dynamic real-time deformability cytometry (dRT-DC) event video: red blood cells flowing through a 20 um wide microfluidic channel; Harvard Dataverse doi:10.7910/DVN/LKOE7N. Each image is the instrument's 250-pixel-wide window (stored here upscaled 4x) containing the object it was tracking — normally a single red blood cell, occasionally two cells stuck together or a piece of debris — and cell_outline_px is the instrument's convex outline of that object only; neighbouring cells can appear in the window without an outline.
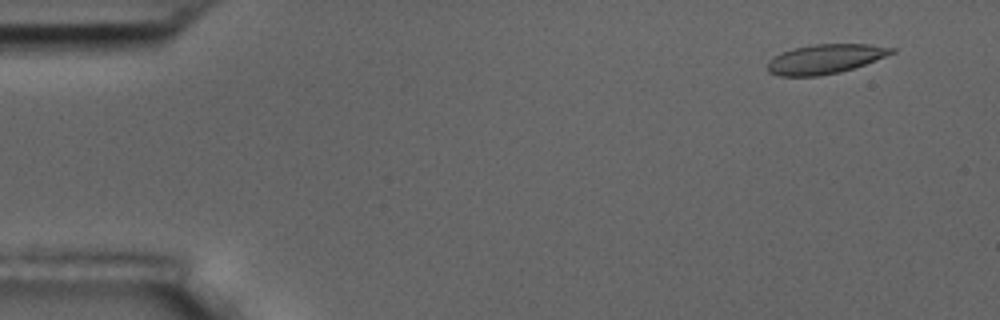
{"species": "common noctule bat (a hibernating species)", "species_latin": "Nyctalus noctula", "temperature_condition": "room temperature", "stored_images_in_passage": 7, "camera_frame_rate_fps": 3000, "um_per_image_px": 0.085, "animal": {"sex": "male", "body_mass_g": 17.5, "forearm_length_mm": 52.3}, "frame": {"image": 1, "passage_image": 1, "time_ms": 0.0, "image_size_px": [1000, 320], "cell_outline_px": [[896, 52], [864, 64], [840, 72], [820, 76], [780, 76], [768, 72], [768, 60], [792, 48], [812, 44], [872, 44], [896, 48]], "centroid_in_image_um": [70.15, 5.01], "position_along_channel_um": 14.9, "area_um2": 21.21}}
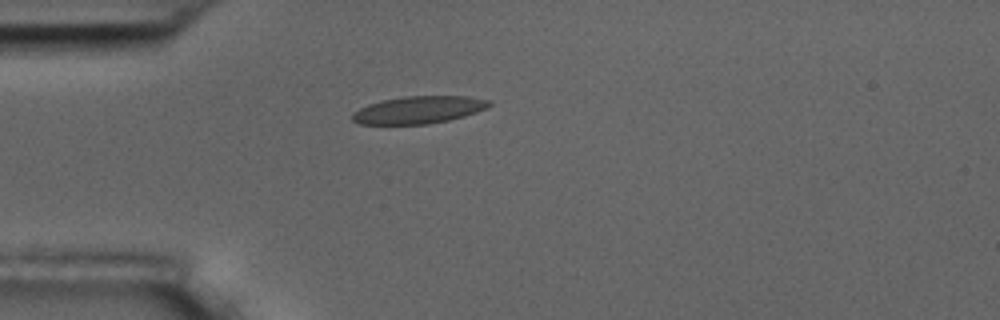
{"frame": {"image": 2, "passage_image": 4, "time_ms": 3.667, "image_size_px": [1000, 320], "cell_outline_px": [[492, 104], [488, 108], [464, 116], [448, 120], [428, 124], [360, 124], [352, 120], [352, 112], [368, 104], [380, 100], [404, 96], [468, 96], [492, 100]], "centroid_in_image_um": [35.6, 9.33], "position_along_channel_um": 49.4, "area_um2": 22.02}}